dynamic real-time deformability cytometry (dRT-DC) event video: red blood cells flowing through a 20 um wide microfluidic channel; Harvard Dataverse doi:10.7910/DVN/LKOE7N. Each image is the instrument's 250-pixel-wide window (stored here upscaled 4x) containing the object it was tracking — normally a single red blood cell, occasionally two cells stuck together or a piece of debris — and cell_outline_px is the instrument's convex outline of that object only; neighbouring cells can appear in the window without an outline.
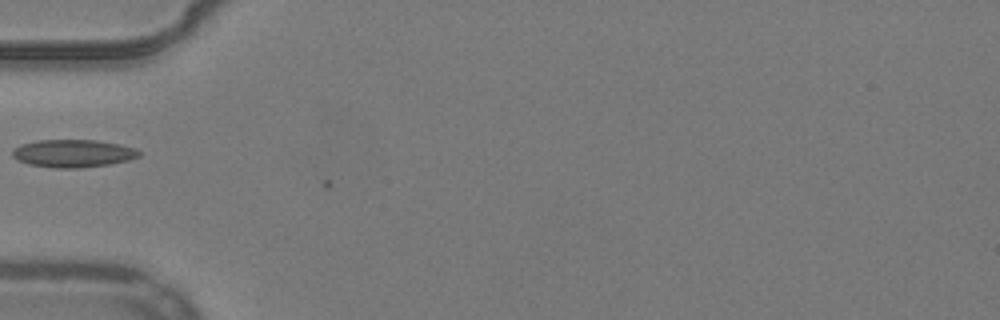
{"species": "common noctule bat (a hibernating species)", "species_latin": "Nyctalus noctula", "temperature_condition": "warm", "stored_images_in_passage": 5, "camera_frame_rate_fps": 3000, "um_per_image_px": 0.085, "animal": {"sex": "male", "body_mass_g": 19.2, "forearm_length_mm": 51.8}, "frame": {"image": 1, "passage_image": 1, "time_ms": 0.0, "image_size_px": [1000, 320], "cell_outline_px": [[140, 156], [128, 160], [108, 164], [80, 168], [56, 168], [28, 164], [12, 156], [12, 148], [20, 144], [36, 140], [96, 140], [120, 144], [136, 148], [140, 152]], "centroid_in_image_um": [6.2, 13.03], "position_along_channel_um": 78.8, "area_um2": 20.52}}
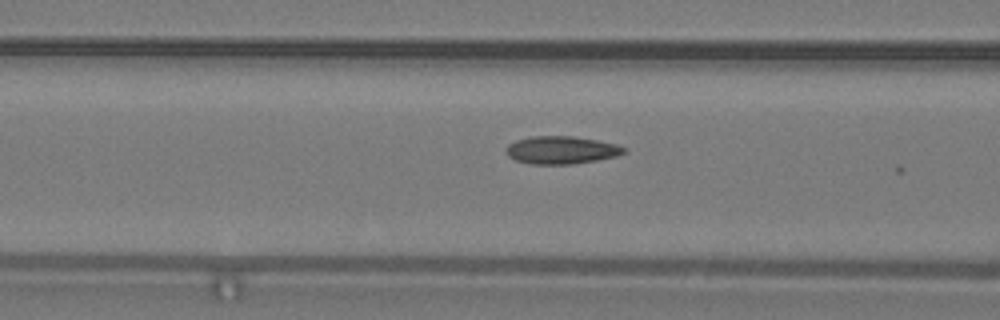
{"frame": {"image": 2, "passage_image": 4, "time_ms": 1.0, "image_size_px": [1000, 320], "cell_outline_px": [[628, 152], [616, 156], [596, 160], [572, 164], [532, 164], [516, 160], [508, 156], [504, 152], [504, 148], [508, 144], [516, 140], [532, 136], [572, 136], [596, 140], [616, 144], [628, 148]], "centroid_in_image_um": [47.71, 12.75], "position_along_channel_um": 118.9, "area_um2": 19.19}}